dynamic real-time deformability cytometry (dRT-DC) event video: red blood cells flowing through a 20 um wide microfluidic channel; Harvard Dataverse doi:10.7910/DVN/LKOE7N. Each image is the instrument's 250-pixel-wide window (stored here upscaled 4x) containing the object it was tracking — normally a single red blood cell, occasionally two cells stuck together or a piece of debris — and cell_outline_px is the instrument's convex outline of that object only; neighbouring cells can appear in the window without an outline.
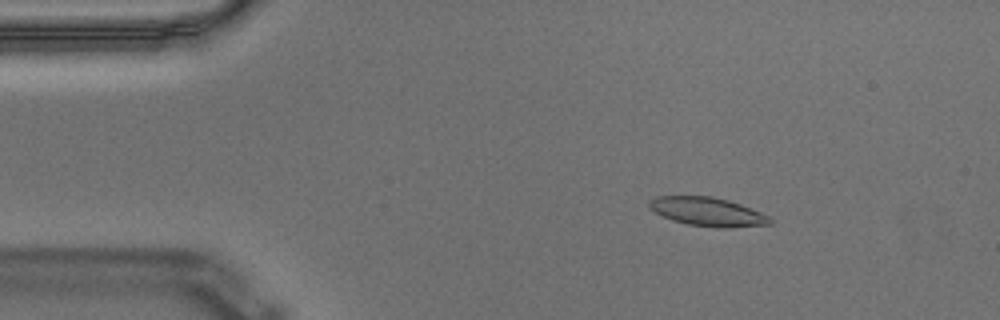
{"species": "Egyptian fruit bat (a non-hibernating species)", "species_latin": "Rousettus aegyptiacus", "temperature_condition": "warm", "stored_images_in_passage": 57, "camera_frame_rate_fps": 3000, "um_per_image_px": 0.085, "animal": {"sex": "male"}, "frame": {"image": 1, "passage_image": 9, "time_ms": 2.667, "image_size_px": [1000, 320], "cell_outline_px": [[772, 224], [732, 228], [716, 228], [688, 224], [672, 220], [648, 208], [648, 204], [656, 196], [712, 196], [728, 200], [740, 204], [760, 212], [768, 216], [772, 220]], "centroid_in_image_um": [60.17, 18.0], "position_along_channel_um": 24.8, "area_um2": 20.17}}
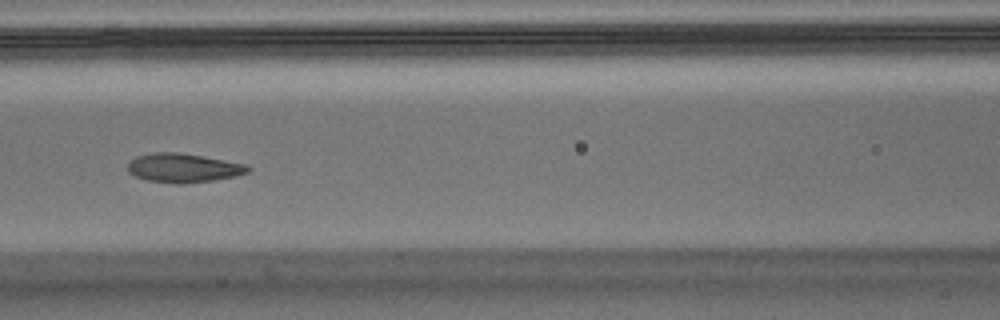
{"frame": {"image": 2, "passage_image": 25, "time_ms": 8.0, "image_size_px": [1000, 320], "cell_outline_px": [[252, 168], [248, 172], [236, 176], [212, 180], [180, 184], [148, 180], [136, 176], [128, 172], [128, 160], [136, 156], [152, 152], [180, 152], [204, 156], [248, 164]], "centroid_in_image_um": [15.59, 14.25], "position_along_channel_um": 151.0, "area_um2": 20.46}}
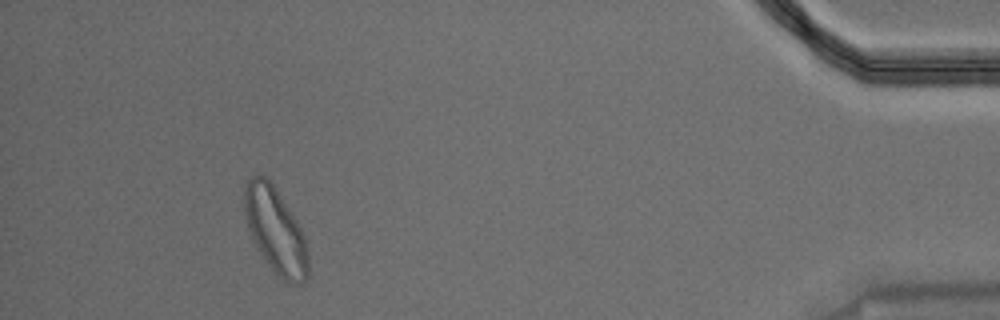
{"frame": {"image": 3, "passage_image": 53, "time_ms": 17.333, "image_size_px": [1000, 320], "cell_outline_px": [[308, 276], [300, 284], [288, 284], [264, 260], [252, 240], [244, 216], [244, 188], [248, 180], [252, 176], [264, 176], [272, 184], [296, 220], [304, 236], [308, 252]], "centroid_in_image_um": [23.4, 19.62], "position_along_channel_um": 411.8, "area_um2": 31.44}, "authors_computed_cell_mechanics": {"area_um2": 20.3456, "velocity_mm_per_s": 3.4892, "shape_relaxation_time_tau1_ms": 6.433, "shape_relaxation_time_tau2_ms": 1.7168, "deformation_change_tau1": 0.1647, "deformation_change_tau2": 0.0721}}